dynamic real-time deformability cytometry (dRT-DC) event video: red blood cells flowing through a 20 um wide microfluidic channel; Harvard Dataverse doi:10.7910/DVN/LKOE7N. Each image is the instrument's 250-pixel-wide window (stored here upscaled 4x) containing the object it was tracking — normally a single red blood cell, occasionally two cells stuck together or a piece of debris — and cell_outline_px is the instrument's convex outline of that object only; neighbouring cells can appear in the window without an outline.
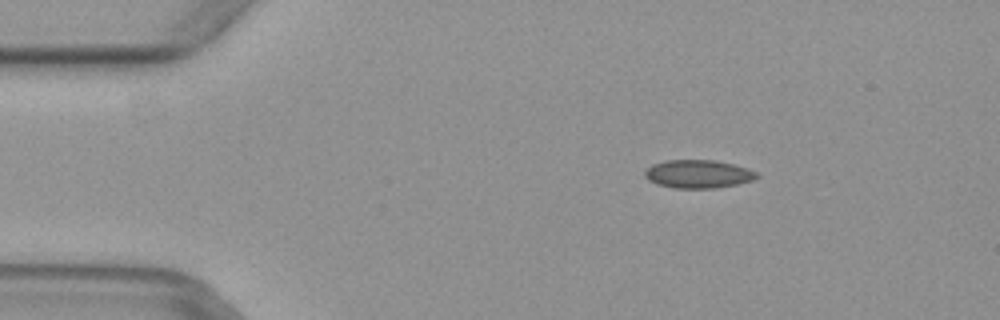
{"species": "common noctule bat (a hibernating species)", "species_latin": "Nyctalus noctula", "temperature_condition": "warm", "stored_images_in_passage": 4, "camera_frame_rate_fps": 3000, "um_per_image_px": 0.085, "animal": {"sex": "female", "body_mass_g": 29.2, "forearm_length_mm": 56.3}, "frame": {"image": 1, "passage_image": 2, "time_ms": 0.333, "image_size_px": [1000, 320], "cell_outline_px": [[760, 176], [752, 180], [736, 184], [716, 188], [676, 188], [656, 184], [648, 180], [644, 176], [644, 172], [652, 164], [664, 160], [716, 160], [748, 168], [756, 172]], "centroid_in_image_um": [59.32, 14.78], "position_along_channel_um": 25.7, "area_um2": 18.44}}